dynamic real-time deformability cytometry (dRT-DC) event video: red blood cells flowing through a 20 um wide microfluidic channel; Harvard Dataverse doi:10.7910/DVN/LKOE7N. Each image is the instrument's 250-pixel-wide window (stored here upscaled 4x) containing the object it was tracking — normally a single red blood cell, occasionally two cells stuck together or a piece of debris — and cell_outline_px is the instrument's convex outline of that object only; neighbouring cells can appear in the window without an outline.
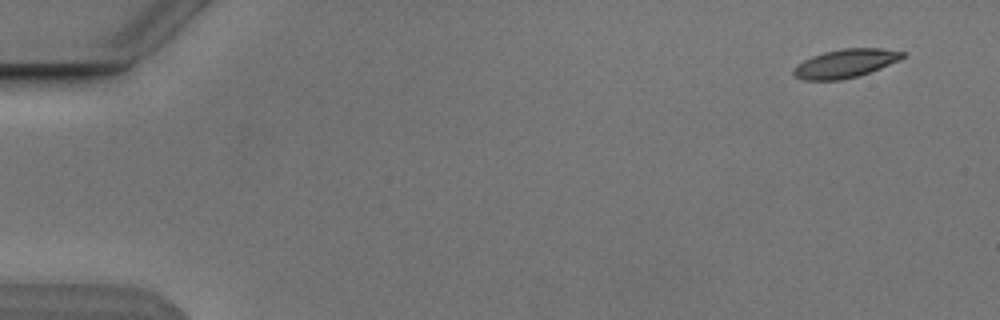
{"species": "Egyptian fruit bat (a non-hibernating species)", "species_latin": "Rousettus aegyptiacus", "temperature_condition": "cold", "stored_images_in_passage": 6, "camera_frame_rate_fps": 3000, "um_per_image_px": 0.085, "animal": {"sex": "male"}, "frame": {"image": 1, "passage_image": 1, "time_ms": 0.0, "image_size_px": [1000, 320], "cell_outline_px": [[904, 56], [900, 60], [880, 68], [856, 76], [840, 80], [804, 80], [796, 76], [792, 72], [804, 60], [812, 56], [824, 52], [844, 48], [880, 48], [904, 52]], "centroid_in_image_um": [71.88, 5.38], "position_along_channel_um": 13.1, "area_um2": 17.74}}
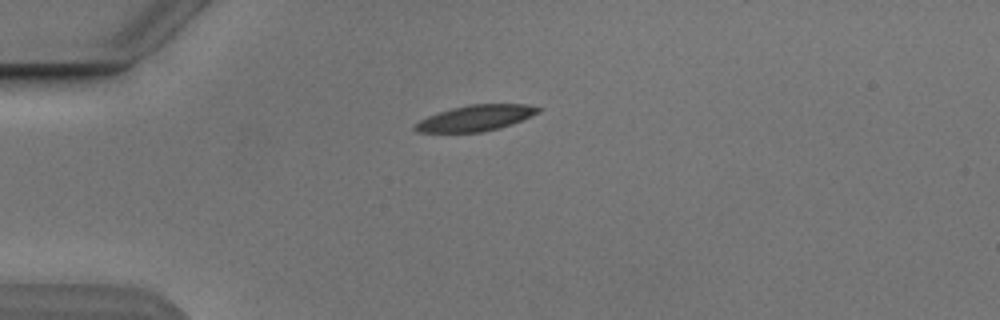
{"frame": {"image": 2, "passage_image": 4, "time_ms": 3.667, "image_size_px": [1000, 320], "cell_outline_px": [[540, 112], [512, 124], [480, 132], [416, 132], [412, 128], [420, 120], [428, 116], [452, 108], [468, 104], [528, 104], [540, 108]], "centroid_in_image_um": [40.42, 10.02], "position_along_channel_um": 44.6, "area_um2": 18.32}}
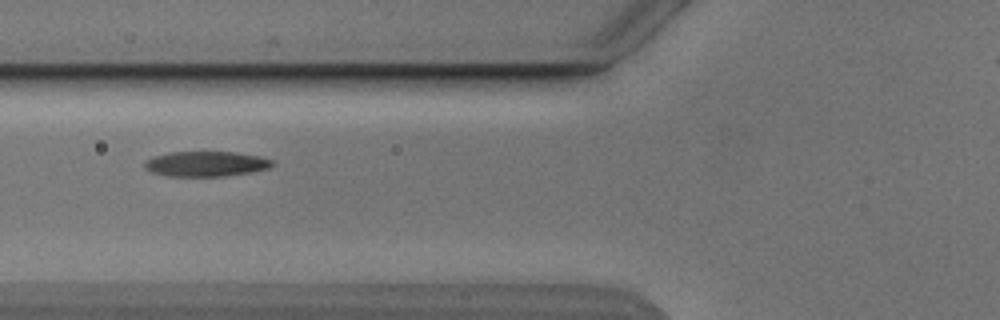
{"frame": {"image": 3, "passage_image": 6, "time_ms": 6.0, "image_size_px": [1000, 320], "cell_outline_px": [[276, 164], [268, 168], [252, 172], [224, 176], [164, 176], [152, 172], [144, 168], [144, 160], [152, 156], [168, 152], [236, 152], [260, 156], [272, 160]], "centroid_in_image_um": [17.48, 13.92], "position_along_channel_um": 108.3, "area_um2": 18.96}}